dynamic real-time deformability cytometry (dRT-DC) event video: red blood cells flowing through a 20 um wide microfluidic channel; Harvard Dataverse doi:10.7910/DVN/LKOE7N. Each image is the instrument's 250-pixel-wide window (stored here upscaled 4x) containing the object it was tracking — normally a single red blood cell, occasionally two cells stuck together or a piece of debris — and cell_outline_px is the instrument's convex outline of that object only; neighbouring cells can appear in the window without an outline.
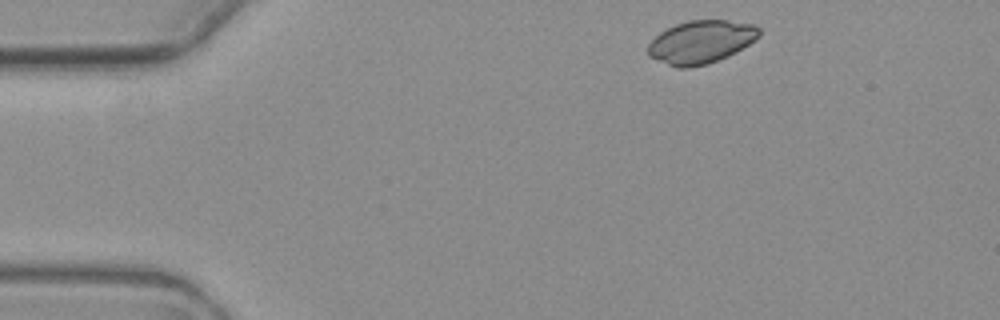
{"species": "common noctule bat (a hibernating species)", "species_latin": "Nyctalus noctula", "temperature_condition": "warm", "stored_images_in_passage": 3, "camera_frame_rate_fps": 3000, "um_per_image_px": 0.085, "animal": {"sex": "female", "body_mass_g": 19.3, "forearm_length_mm": 54.1}, "frame": {"image": 1, "passage_image": 1, "time_ms": 0.0, "image_size_px": [1000, 320], "cell_outline_px": [[760, 36], [756, 40], [736, 52], [728, 56], [708, 64], [688, 68], [676, 68], [648, 56], [648, 44], [660, 32], [676, 24], [688, 20], [728, 20], [752, 24], [760, 28]], "centroid_in_image_um": [59.59, 3.57], "position_along_channel_um": 25.4, "area_um2": 27.98}}